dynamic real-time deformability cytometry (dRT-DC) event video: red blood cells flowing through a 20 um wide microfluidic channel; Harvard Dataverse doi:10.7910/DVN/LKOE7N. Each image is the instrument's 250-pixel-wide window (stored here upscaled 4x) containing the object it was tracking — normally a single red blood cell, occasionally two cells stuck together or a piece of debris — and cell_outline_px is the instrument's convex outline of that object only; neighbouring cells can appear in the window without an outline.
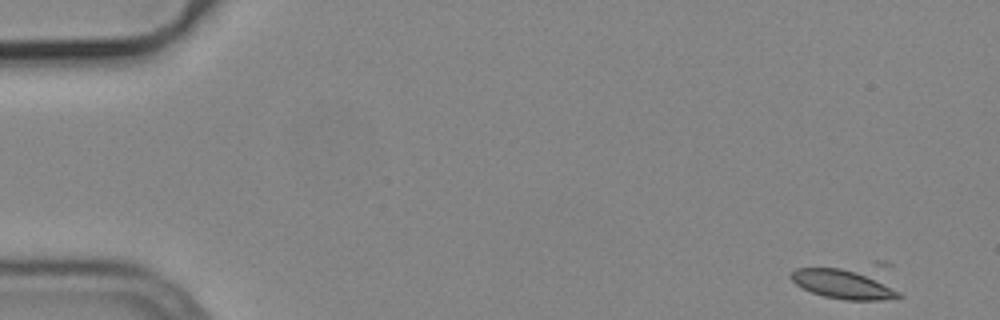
{"species": "common noctule bat (a hibernating species)", "species_latin": "Nyctalus noctula", "temperature_condition": "cold", "stored_images_in_passage": 20, "camera_frame_rate_fps": 3000, "um_per_image_px": 0.085, "animal": {"sex": "male", "body_mass_g": 19.2, "forearm_length_mm": 51.8}, "frame": {"image": 1, "passage_image": 1, "time_ms": 0.0, "image_size_px": [1000, 320], "cell_outline_px": [[904, 296], [900, 300], [844, 300], [824, 296], [812, 292], [796, 284], [788, 276], [796, 268], [876, 260], [884, 260], [892, 264]], "centroid_in_image_um": [72.35, 23.87], "position_along_channel_um": 12.6, "area_um2": 25.26}}
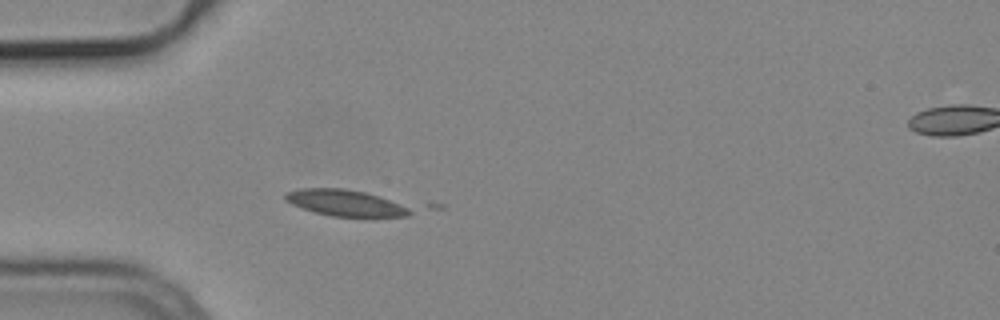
{"frame": {"image": 2, "passage_image": 14, "time_ms": 4.333, "image_size_px": [1000, 320], "cell_outline_px": [[412, 212], [408, 216], [332, 216], [316, 212], [292, 204], [284, 200], [284, 192], [300, 188], [344, 188], [364, 192], [380, 196], [408, 208]], "centroid_in_image_um": [29.28, 17.22], "position_along_channel_um": 55.7, "area_um2": 18.73}}
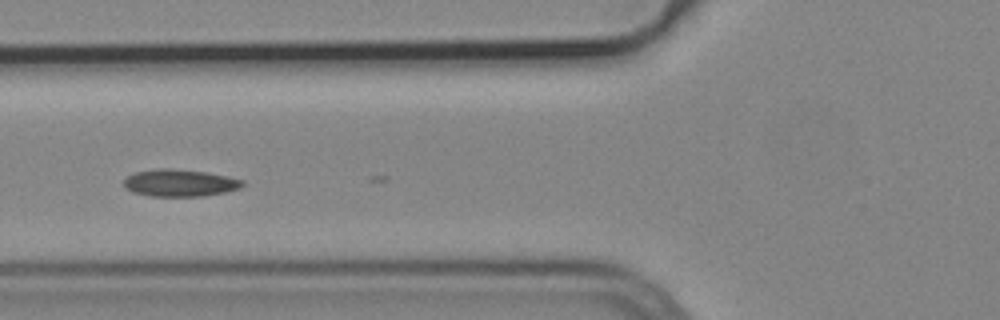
{"frame": {"image": 3, "passage_image": 19, "time_ms": 6.0, "image_size_px": [1000, 320], "cell_outline_px": [[244, 184], [240, 188], [224, 192], [204, 196], [148, 196], [132, 192], [124, 188], [124, 180], [128, 176], [136, 172], [160, 168], [168, 168], [208, 172], [228, 176], [244, 180]], "centroid_in_image_um": [15.29, 15.55], "position_along_channel_um": 110.5, "area_um2": 18.84}}